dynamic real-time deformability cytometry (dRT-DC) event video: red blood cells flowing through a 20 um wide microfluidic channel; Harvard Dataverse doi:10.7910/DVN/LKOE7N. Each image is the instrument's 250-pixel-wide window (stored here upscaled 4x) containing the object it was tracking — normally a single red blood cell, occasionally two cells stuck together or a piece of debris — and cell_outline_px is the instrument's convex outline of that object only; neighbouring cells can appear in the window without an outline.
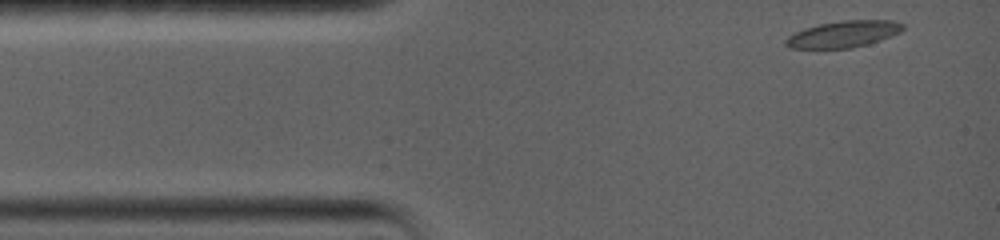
{"species": "common noctule bat (a hibernating species)", "species_latin": "Nyctalus noctula", "temperature_condition": "warm", "stored_images_in_passage": 48, "camera_frame_rate_fps": 5000, "um_per_image_px": 0.085, "animal": {"sex": "female", "body_mass_g": 19.0, "forearm_length_mm": 56.7}, "frame": {"image": 1, "passage_image": 1, "time_ms": 0.0, "image_size_px": [1000, 240], "cell_outline_px": [[904, 28], [900, 32], [880, 40], [868, 44], [852, 48], [788, 48], [784, 44], [784, 40], [788, 36], [804, 28], [820, 24], [844, 20], [892, 20], [904, 24]], "centroid_in_image_um": [71.68, 2.9], "position_along_channel_um": 13.3, "area_um2": 18.09}}
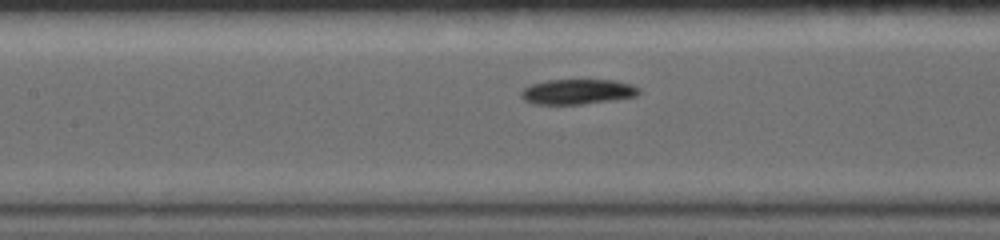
{"frame": {"image": 2, "passage_image": 28, "time_ms": 5.4, "image_size_px": [1000, 240], "cell_outline_px": [[640, 92], [636, 96], [616, 100], [584, 104], [532, 104], [524, 100], [520, 96], [520, 92], [524, 88], [532, 84], [548, 80], [612, 80], [632, 84], [640, 88]], "centroid_in_image_um": [49.1, 7.8], "position_along_channel_um": 158.3, "area_um2": 17.4}}
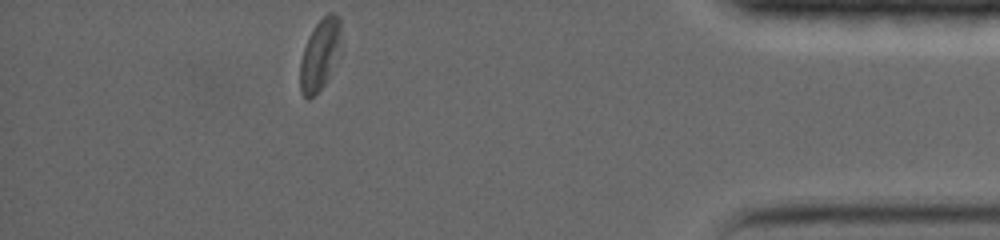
{"frame": {"image": 3, "passage_image": 48, "time_ms": 13.4, "image_size_px": [1000, 240], "cell_outline_px": [[340, 36], [328, 76], [324, 84], [308, 100], [300, 92], [300, 60], [304, 48], [316, 24], [328, 12], [332, 12], [340, 16]], "centroid_in_image_um": [27.13, 4.63], "position_along_channel_um": 408.1, "area_um2": 15.95}, "authors_computed_cell_mechanics": {"area_um2": 17.6868, "velocity_mm_per_s": 3.7115, "shape_relaxation_time_tau1_ms": 10.9525, "shape_relaxation_time_tau2_ms": null, "deformation_change_tau1": 0.2151, "deformation_change_tau2": null}}